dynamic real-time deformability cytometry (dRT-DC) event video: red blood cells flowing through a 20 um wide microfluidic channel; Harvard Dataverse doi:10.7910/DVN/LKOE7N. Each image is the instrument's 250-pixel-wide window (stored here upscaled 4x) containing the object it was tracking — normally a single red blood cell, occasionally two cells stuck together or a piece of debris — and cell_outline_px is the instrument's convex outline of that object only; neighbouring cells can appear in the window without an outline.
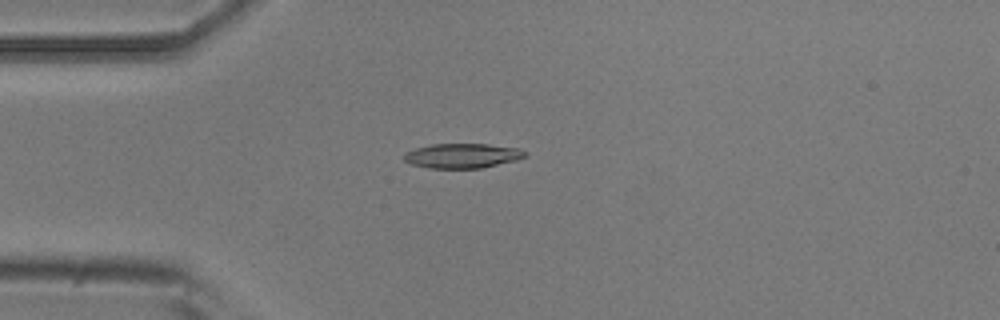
{"species": "common noctule bat (a hibernating species)", "species_latin": "Nyctalus noctula", "temperature_condition": "room temperature", "stored_images_in_passage": 4, "camera_frame_rate_fps": 3000, "um_per_image_px": 0.085, "animal": {"sex": "male", "body_mass_g": 20.5, "forearm_length_mm": 52.5}, "frame": {"image": 1, "passage_image": 4, "time_ms": 3.333, "image_size_px": [1000, 320], "cell_outline_px": [[528, 156], [516, 160], [480, 168], [428, 168], [412, 164], [404, 160], [404, 152], [416, 148], [432, 144], [488, 144], [520, 148], [528, 152]], "centroid_in_image_um": [39.33, 13.23], "position_along_channel_um": 45.7, "area_um2": 17.46}}